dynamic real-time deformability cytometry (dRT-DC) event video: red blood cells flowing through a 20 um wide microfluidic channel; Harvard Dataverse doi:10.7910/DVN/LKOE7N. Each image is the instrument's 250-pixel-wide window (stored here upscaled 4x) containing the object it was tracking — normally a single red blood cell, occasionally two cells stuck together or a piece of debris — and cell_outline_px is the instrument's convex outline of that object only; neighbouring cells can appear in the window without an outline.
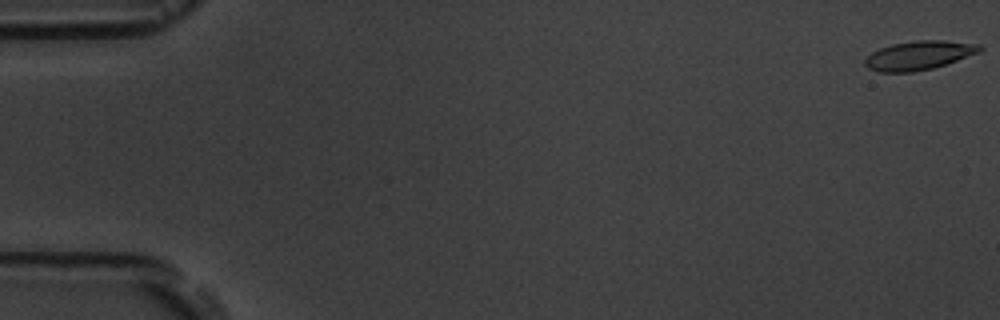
{"species": "common noctule bat (a hibernating species)", "species_latin": "Nyctalus noctula", "temperature_condition": "room temperature", "stored_images_in_passage": 5, "camera_frame_rate_fps": 3000, "um_per_image_px": 0.085, "animal": {"sex": "male", "body_mass_g": 19.5, "forearm_length_mm": 54.6}, "frame": {"image": 1, "passage_image": 1, "time_ms": 0.0, "image_size_px": [1000, 320], "cell_outline_px": [[984, 48], [980, 52], [932, 68], [912, 72], [880, 72], [868, 68], [864, 64], [864, 60], [872, 52], [880, 48], [892, 44], [916, 40], [944, 40], [980, 44]], "centroid_in_image_um": [78.11, 4.69], "position_along_channel_um": 6.9, "area_um2": 19.25}}
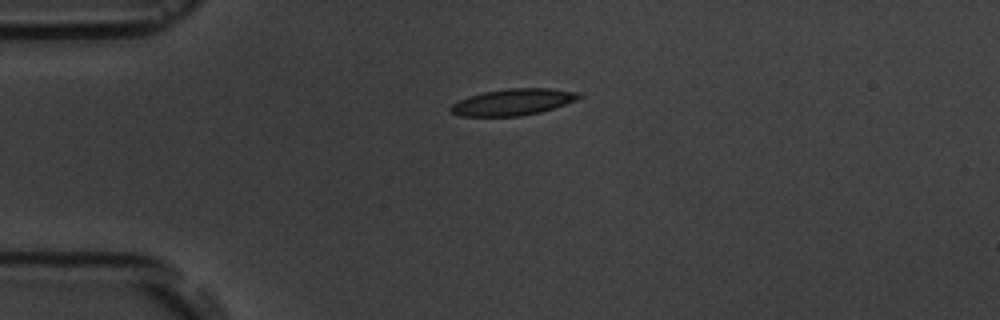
{"frame": {"image": 2, "passage_image": 4, "time_ms": 4.333, "image_size_px": [1000, 320], "cell_outline_px": [[584, 96], [576, 100], [540, 112], [520, 116], [460, 116], [448, 112], [448, 108], [452, 104], [468, 96], [484, 92], [508, 88], [548, 88], [580, 92]], "centroid_in_image_um": [43.58, 8.67], "position_along_channel_um": 41.4, "area_um2": 19.83}}